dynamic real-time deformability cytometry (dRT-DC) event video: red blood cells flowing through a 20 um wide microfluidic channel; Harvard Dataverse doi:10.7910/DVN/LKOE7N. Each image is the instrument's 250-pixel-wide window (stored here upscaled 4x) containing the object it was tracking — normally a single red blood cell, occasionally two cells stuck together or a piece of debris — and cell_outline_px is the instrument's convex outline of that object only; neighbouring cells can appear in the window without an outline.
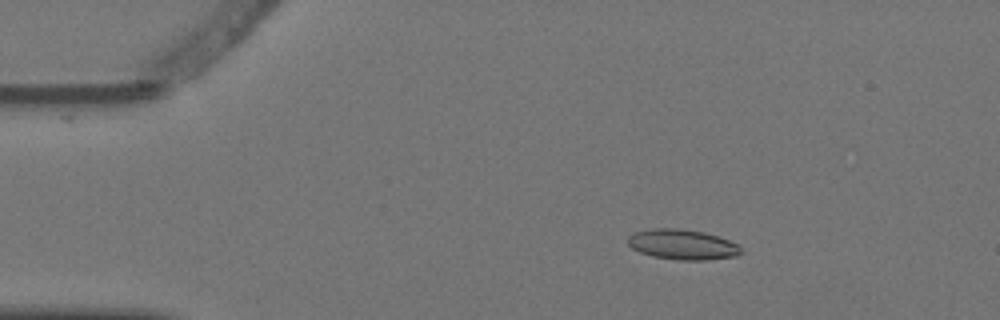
{"species": "Egyptian fruit bat (a non-hibernating species)", "species_latin": "Rousettus aegyptiacus", "temperature_condition": "warm", "stored_images_in_passage": 6, "camera_frame_rate_fps": 3000, "um_per_image_px": 0.085, "animal": {"sex": "female"}, "frame": {"image": 1, "passage_image": 3, "time_ms": 0.667, "image_size_px": [1000, 320], "cell_outline_px": [[744, 252], [736, 256], [708, 260], [676, 260], [652, 256], [640, 252], [632, 248], [628, 244], [628, 236], [632, 232], [652, 228], [680, 228], [704, 232], [720, 236], [736, 244]], "centroid_in_image_um": [58.0, 20.78], "position_along_channel_um": 27.0, "area_um2": 20.17}}